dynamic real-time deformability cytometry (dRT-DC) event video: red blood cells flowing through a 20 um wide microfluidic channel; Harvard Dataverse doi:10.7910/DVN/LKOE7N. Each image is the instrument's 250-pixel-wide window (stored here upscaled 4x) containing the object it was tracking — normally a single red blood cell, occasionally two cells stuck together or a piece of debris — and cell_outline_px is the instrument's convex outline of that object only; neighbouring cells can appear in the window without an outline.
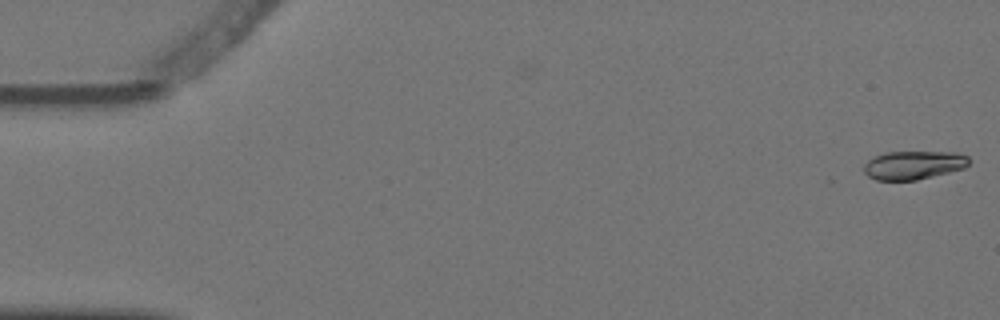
{"species": "Egyptian fruit bat (a non-hibernating species)", "species_latin": "Rousettus aegyptiacus", "temperature_condition": "warm", "stored_images_in_passage": 2, "camera_frame_rate_fps": 3000, "um_per_image_px": 0.085, "animal": {"sex": "female"}, "frame": {"image": 1, "passage_image": 2, "time_ms": 0.333, "image_size_px": [1000, 320], "cell_outline_px": [[968, 164], [964, 168], [916, 180], [876, 180], [868, 176], [864, 172], [864, 164], [872, 156], [884, 152], [956, 152], [968, 156]], "centroid_in_image_um": [77.61, 14.02], "position_along_channel_um": 7.4, "area_um2": 17.46}}